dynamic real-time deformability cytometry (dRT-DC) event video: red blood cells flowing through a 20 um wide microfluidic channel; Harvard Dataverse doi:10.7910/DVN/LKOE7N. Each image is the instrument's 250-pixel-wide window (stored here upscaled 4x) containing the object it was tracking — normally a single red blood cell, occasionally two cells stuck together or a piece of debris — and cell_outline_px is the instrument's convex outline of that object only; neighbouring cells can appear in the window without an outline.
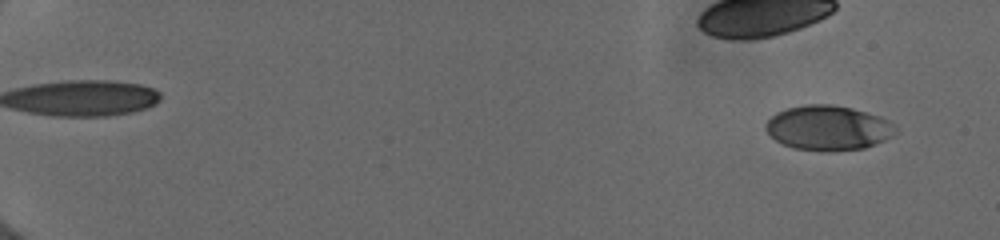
{"species": "human", "species_latin": "Homo sapiens", "temperature_condition": "cold", "stored_images_in_passage": 7, "camera_frame_rate_fps": 3000, "um_per_image_px": 0.085, "donor": {"sex": "female"}, "frame": {"image": 1, "passage_image": 1, "time_ms": 0.0, "image_size_px": [1000, 240], "cell_outline_px": [[896, 132], [892, 136], [876, 144], [864, 148], [792, 148], [776, 140], [764, 128], [764, 124], [776, 112], [788, 108], [804, 104], [832, 104], [852, 108], [880, 116], [888, 120], [896, 128]], "centroid_in_image_um": [70.39, 10.81], "position_along_channel_um": 14.6, "area_um2": 32.95}}